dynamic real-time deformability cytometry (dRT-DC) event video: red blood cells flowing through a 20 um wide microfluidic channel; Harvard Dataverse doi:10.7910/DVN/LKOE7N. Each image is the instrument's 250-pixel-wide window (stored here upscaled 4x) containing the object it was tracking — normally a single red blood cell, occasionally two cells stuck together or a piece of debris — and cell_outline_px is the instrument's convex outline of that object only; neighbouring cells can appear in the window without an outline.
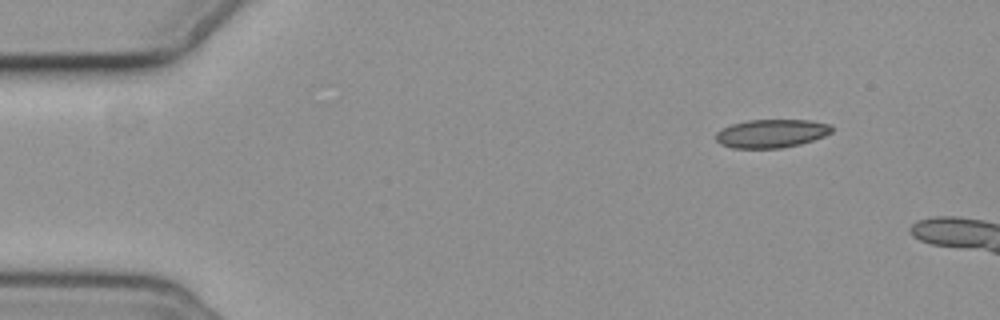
{"species": "common noctule bat (a hibernating species)", "species_latin": "Nyctalus noctula", "temperature_condition": "cold", "stored_images_in_passage": 3, "camera_frame_rate_fps": 3000, "um_per_image_px": 0.085, "animal": {"sex": "female", "body_mass_g": 19.3, "forearm_length_mm": 54.1}, "frame": {"image": 1, "passage_image": 1, "time_ms": 0.0, "image_size_px": [1000, 320], "cell_outline_px": [[832, 132], [824, 136], [800, 144], [780, 148], [732, 148], [720, 144], [716, 140], [716, 132], [732, 124], [748, 120], [812, 120], [832, 124]], "centroid_in_image_um": [65.59, 11.34], "position_along_channel_um": 19.4, "area_um2": 19.19}}